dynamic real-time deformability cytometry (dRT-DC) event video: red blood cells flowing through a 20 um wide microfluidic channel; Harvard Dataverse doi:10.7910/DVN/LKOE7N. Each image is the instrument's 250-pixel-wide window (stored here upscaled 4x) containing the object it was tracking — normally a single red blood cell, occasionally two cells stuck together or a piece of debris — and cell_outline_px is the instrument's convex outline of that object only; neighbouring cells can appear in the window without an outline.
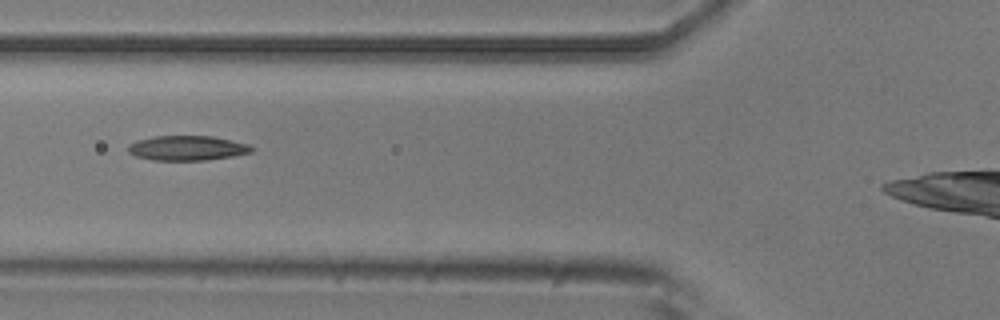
{"species": "common noctule bat (a hibernating species)", "species_latin": "Nyctalus noctula", "temperature_condition": "room temperature", "stored_images_in_passage": 2, "camera_frame_rate_fps": 3000, "um_per_image_px": 0.085, "animal": {"sex": "male", "body_mass_g": 20.5, "forearm_length_mm": 52.5}, "frame": {"image": 1, "passage_image": 2, "time_ms": 0.333, "image_size_px": [1000, 320], "cell_outline_px": [[256, 148], [252, 152], [232, 156], [204, 160], [152, 160], [136, 156], [128, 152], [128, 144], [136, 140], [152, 136], [212, 136], [248, 144]], "centroid_in_image_um": [15.89, 12.58], "position_along_channel_um": 109.9, "area_um2": 17.86}}